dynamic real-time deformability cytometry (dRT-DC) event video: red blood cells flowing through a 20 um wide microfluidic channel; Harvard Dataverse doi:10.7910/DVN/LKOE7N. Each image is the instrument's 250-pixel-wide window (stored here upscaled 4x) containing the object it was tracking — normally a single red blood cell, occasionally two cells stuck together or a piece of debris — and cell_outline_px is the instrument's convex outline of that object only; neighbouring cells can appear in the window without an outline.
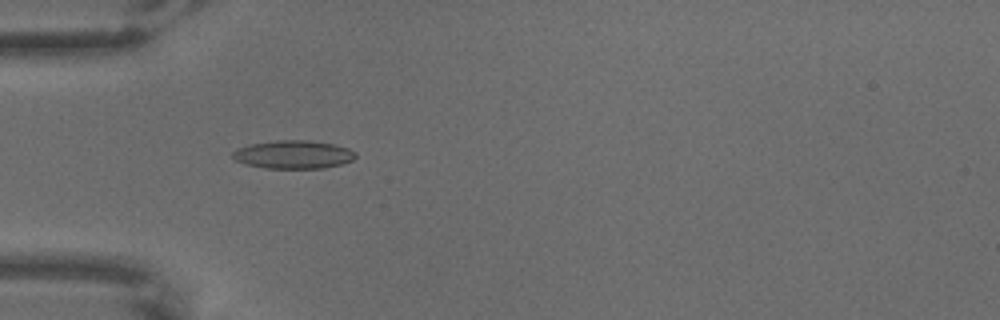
{"species": "common noctule bat (a hibernating species)", "species_latin": "Nyctalus noctula", "temperature_condition": "warm", "stored_images_in_passage": 6, "camera_frame_rate_fps": 3000, "um_per_image_px": 0.085, "animal": {"sex": "male", "body_mass_g": 18.8}, "frame": {"image": 1, "passage_image": 6, "time_ms": 1.667, "image_size_px": [1000, 320], "cell_outline_px": [[356, 156], [352, 160], [340, 164], [324, 168], [264, 168], [244, 164], [236, 160], [232, 156], [232, 152], [240, 148], [252, 144], [276, 140], [308, 140], [332, 144], [348, 148], [356, 152]], "centroid_in_image_um": [24.94, 13.14], "position_along_channel_um": 60.1, "area_um2": 20.06}}